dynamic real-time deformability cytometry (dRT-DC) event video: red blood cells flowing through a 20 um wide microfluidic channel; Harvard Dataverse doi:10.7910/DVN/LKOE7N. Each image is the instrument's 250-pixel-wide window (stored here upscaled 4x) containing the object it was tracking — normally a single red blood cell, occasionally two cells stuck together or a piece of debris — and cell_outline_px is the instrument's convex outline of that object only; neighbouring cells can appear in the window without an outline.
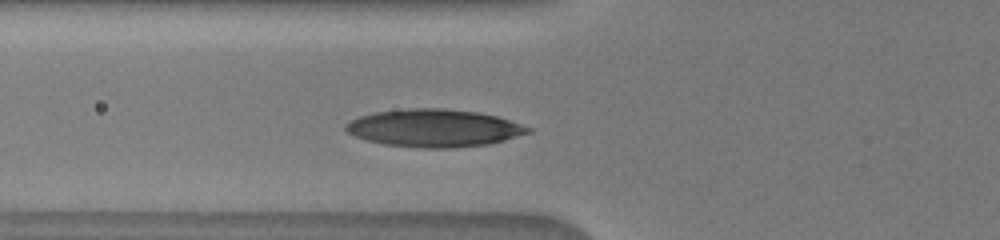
{"species": "human", "species_latin": "Homo sapiens", "temperature_condition": "warm", "stored_images_in_passage": 20, "camera_frame_rate_fps": 3000, "um_per_image_px": 0.085, "donor": {"sex": "male"}, "frame": {"image": 1, "passage_image": 4, "time_ms": 2.0, "image_size_px": [1000, 240], "cell_outline_px": [[532, 132], [504, 140], [488, 144], [456, 148], [420, 148], [384, 144], [368, 140], [356, 136], [348, 132], [344, 128], [352, 120], [360, 116], [376, 112], [412, 108], [440, 108], [476, 112], [496, 116], [532, 128]], "centroid_in_image_um": [36.92, 10.89], "position_along_channel_um": 88.9, "area_um2": 39.59}}
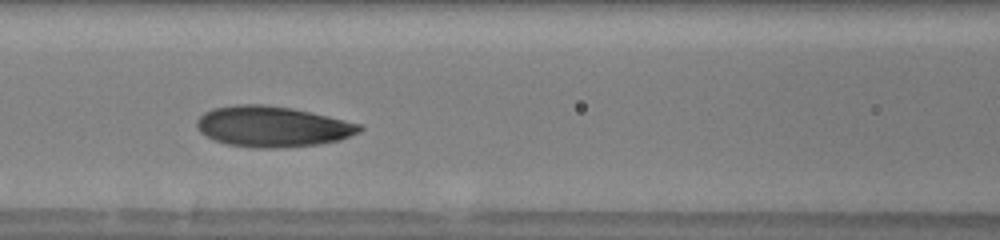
{"frame": {"image": 2, "passage_image": 6, "time_ms": 3.333, "image_size_px": [1000, 240], "cell_outline_px": [[364, 128], [360, 132], [340, 140], [316, 144], [280, 148], [252, 148], [228, 144], [216, 140], [200, 132], [196, 124], [196, 120], [204, 112], [212, 108], [236, 104], [264, 104], [292, 108], [328, 116], [360, 124]], "centroid_in_image_um": [23.14, 10.75], "position_along_channel_um": 143.5, "area_um2": 38.55}}